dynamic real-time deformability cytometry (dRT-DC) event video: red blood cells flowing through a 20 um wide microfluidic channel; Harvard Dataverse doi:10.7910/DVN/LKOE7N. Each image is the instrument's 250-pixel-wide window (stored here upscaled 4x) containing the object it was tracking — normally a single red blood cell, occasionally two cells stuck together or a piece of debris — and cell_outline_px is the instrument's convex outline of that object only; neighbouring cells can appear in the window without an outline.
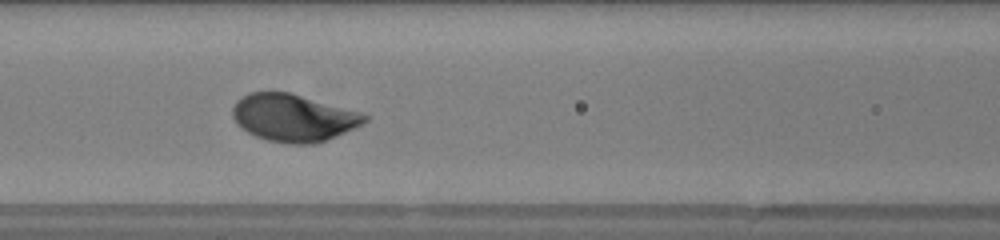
{"species": "human", "species_latin": "Homo sapiens", "temperature_condition": "warm", "stored_images_in_passage": 48, "camera_frame_rate_fps": 3000, "um_per_image_px": 0.085, "donor": {"sex": "female"}, "frame": {"image": 1, "passage_image": 20, "time_ms": 6.333, "image_size_px": [1000, 240], "cell_outline_px": [[368, 120], [328, 140], [316, 144], [292, 144], [268, 140], [256, 136], [248, 132], [236, 124], [232, 116], [232, 108], [236, 100], [240, 96], [248, 92], [292, 92], [360, 112], [368, 116]], "centroid_in_image_um": [24.9, 9.99], "position_along_channel_um": 141.7, "area_um2": 36.53}}
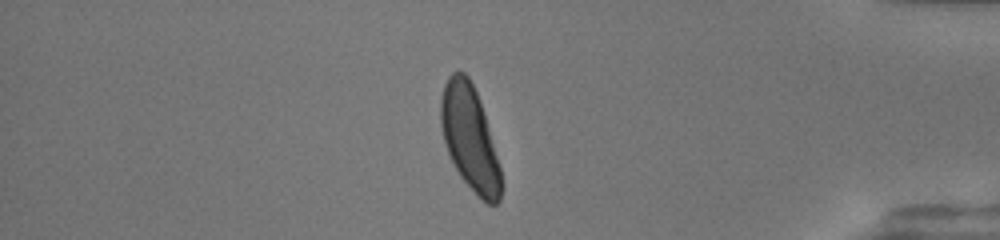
{"frame": {"image": 2, "passage_image": 41, "time_ms": 13.333, "image_size_px": [1000, 240], "cell_outline_px": [[500, 200], [496, 204], [488, 204], [460, 176], [448, 152], [444, 140], [440, 124], [440, 100], [444, 84], [448, 76], [452, 72], [464, 72], [468, 76], [476, 92], [488, 128], [500, 168]], "centroid_in_image_um": [39.89, 11.68], "position_along_channel_um": 395.3, "area_um2": 35.6}}
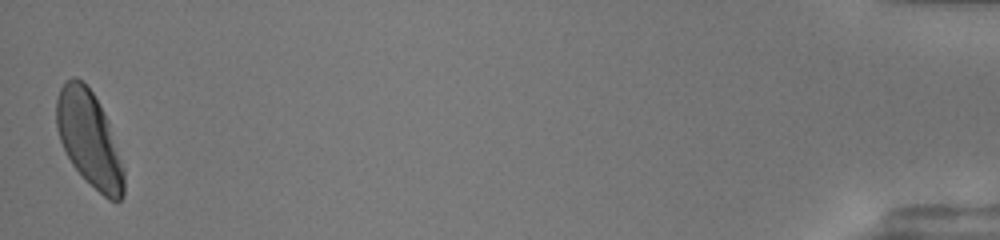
{"frame": {"image": 3, "passage_image": 48, "time_ms": 15.667, "image_size_px": [1000, 240], "cell_outline_px": [[124, 196], [116, 204], [108, 200], [72, 164], [60, 140], [56, 128], [56, 100], [60, 88], [72, 76], [76, 76], [92, 92], [108, 120], [124, 172]], "centroid_in_image_um": [7.58, 11.82], "position_along_channel_um": 427.6, "area_um2": 36.76}, "authors_computed_cell_mechanics": {"area_um2": 36.4718, "velocity_mm_per_s": 4.1545, "shape_relaxation_time_tau1_ms": 1.4159, "shape_relaxation_time_tau2_ms": null, "deformation_change_tau1": 0.1296, "deformation_change_tau2": null}}